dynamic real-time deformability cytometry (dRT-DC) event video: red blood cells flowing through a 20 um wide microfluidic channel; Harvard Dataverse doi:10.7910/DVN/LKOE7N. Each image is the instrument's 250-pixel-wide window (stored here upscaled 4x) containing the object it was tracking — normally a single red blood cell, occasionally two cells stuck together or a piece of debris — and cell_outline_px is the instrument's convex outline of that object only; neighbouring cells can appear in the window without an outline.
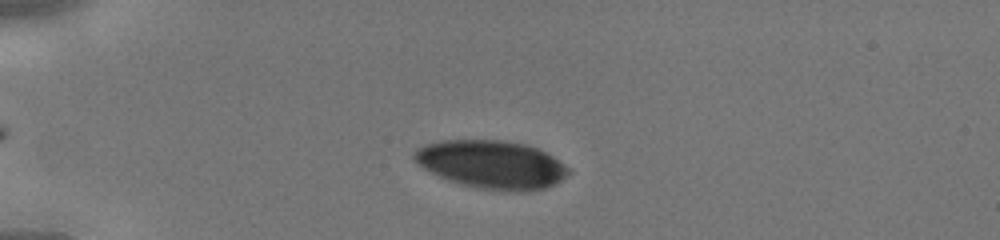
{"species": "human", "species_latin": "Homo sapiens", "temperature_condition": "cold", "stored_images_in_passage": 36, "camera_frame_rate_fps": 3000, "um_per_image_px": 0.085, "donor": {"sex": "male"}, "frame": {"image": 1, "passage_image": 8, "time_ms": 2.333, "image_size_px": [1000, 240], "cell_outline_px": [[572, 172], [560, 180], [544, 188], [528, 192], [512, 192], [480, 188], [448, 180], [424, 168], [412, 156], [412, 152], [416, 148], [424, 144], [440, 140], [504, 140], [528, 144], [552, 156], [564, 164]], "centroid_in_image_um": [41.79, 13.97], "position_along_channel_um": 43.2, "area_um2": 43.23}}
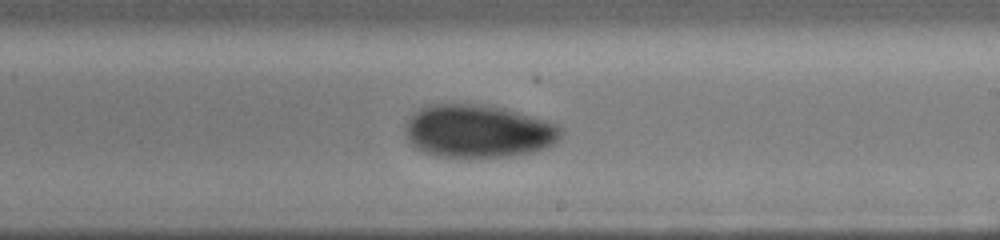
{"frame": {"image": 2, "passage_image": 24, "time_ms": 7.667, "image_size_px": [1000, 240], "cell_outline_px": [[564, 132], [560, 140], [556, 144], [532, 152], [508, 156], [468, 160], [436, 156], [424, 152], [416, 148], [408, 140], [404, 132], [404, 124], [420, 108], [428, 104], [484, 104], [504, 108], [532, 116], [556, 124]], "centroid_in_image_um": [40.64, 11.19], "position_along_channel_um": 248.4, "area_um2": 49.07}}
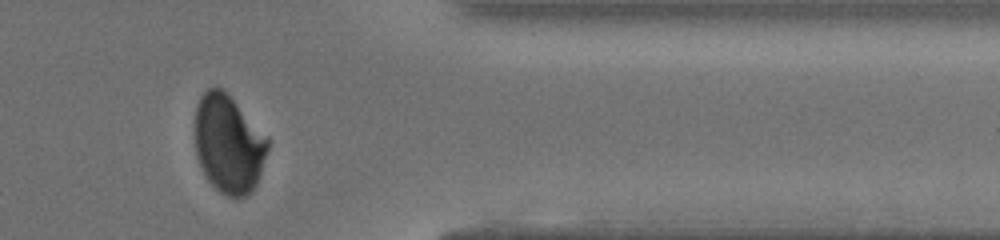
{"frame": {"image": 3, "passage_image": 34, "time_ms": 11.0, "image_size_px": [1000, 240], "cell_outline_px": [[268, 148], [256, 184], [252, 192], [236, 200], [220, 192], [208, 180], [196, 156], [196, 104], [200, 96], [208, 88], [216, 84], [224, 88], [228, 92], [268, 136]], "centroid_in_image_um": [19.43, 12.19], "position_along_channel_um": 392.0, "area_um2": 42.14}}